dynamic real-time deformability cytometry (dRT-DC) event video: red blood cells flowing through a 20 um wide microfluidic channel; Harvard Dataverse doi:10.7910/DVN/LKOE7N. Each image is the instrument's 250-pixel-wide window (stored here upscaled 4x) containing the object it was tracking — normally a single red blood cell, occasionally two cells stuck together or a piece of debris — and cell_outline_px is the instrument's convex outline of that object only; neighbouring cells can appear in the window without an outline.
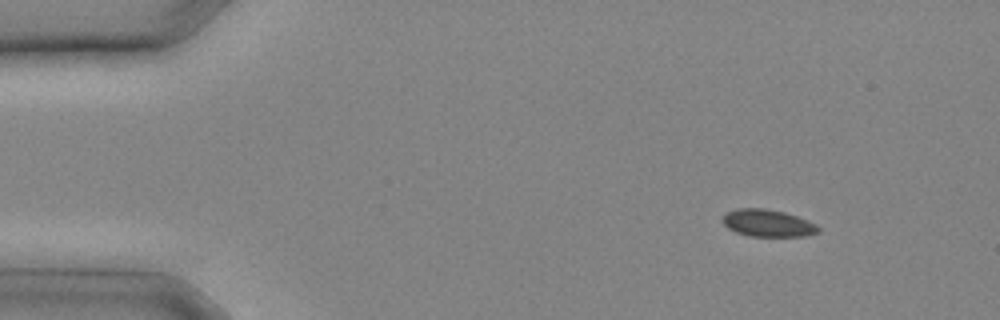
{"species": "common noctule bat (a hibernating species)", "species_latin": "Nyctalus noctula", "temperature_condition": "cold", "stored_images_in_passage": 9, "camera_frame_rate_fps": 3000, "um_per_image_px": 0.085, "animal": {"sex": "male", "body_mass_g": 20.4}, "frame": {"image": 1, "passage_image": 1, "time_ms": 0.0, "image_size_px": [1000, 320], "cell_outline_px": [[820, 232], [804, 236], [748, 236], [736, 232], [728, 228], [720, 220], [728, 212], [736, 208], [764, 208], [784, 212], [808, 220], [816, 224], [820, 228]], "centroid_in_image_um": [65.26, 18.96], "position_along_channel_um": 19.7, "area_um2": 15.2}}
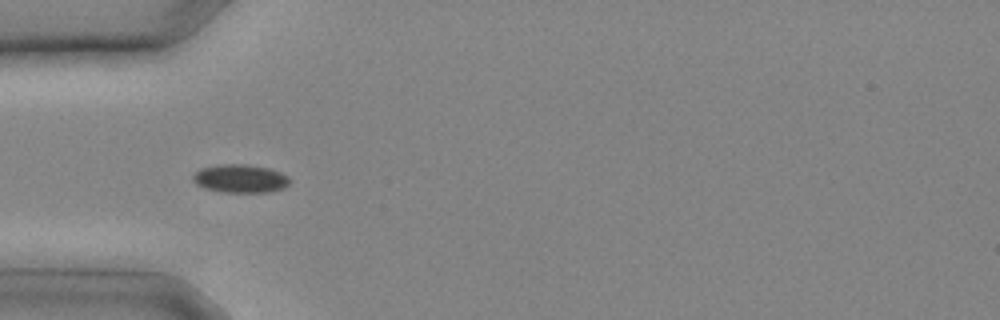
{"frame": {"image": 2, "passage_image": 6, "time_ms": 1.667, "image_size_px": [1000, 320], "cell_outline_px": [[292, 180], [284, 188], [268, 192], [224, 192], [204, 188], [196, 184], [192, 180], [192, 176], [200, 168], [220, 164], [244, 164], [268, 168], [280, 172], [288, 176]], "centroid_in_image_um": [20.42, 15.18], "position_along_channel_um": 64.6, "area_um2": 16.01}}
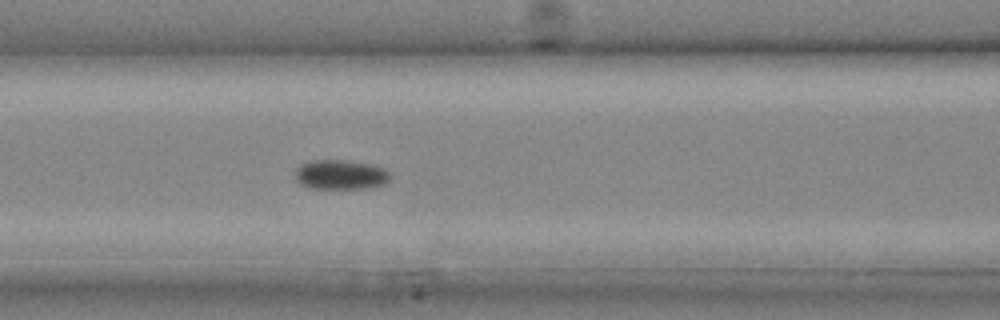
{"frame": {"image": 3, "passage_image": 9, "time_ms": 2.667, "image_size_px": [1000, 320], "cell_outline_px": [[392, 180], [384, 184], [368, 188], [308, 188], [300, 184], [296, 180], [296, 168], [300, 164], [308, 160], [348, 160], [372, 164], [384, 168], [392, 172]], "centroid_in_image_um": [29.0, 14.83], "position_along_channel_um": 137.6, "area_um2": 16.82}}